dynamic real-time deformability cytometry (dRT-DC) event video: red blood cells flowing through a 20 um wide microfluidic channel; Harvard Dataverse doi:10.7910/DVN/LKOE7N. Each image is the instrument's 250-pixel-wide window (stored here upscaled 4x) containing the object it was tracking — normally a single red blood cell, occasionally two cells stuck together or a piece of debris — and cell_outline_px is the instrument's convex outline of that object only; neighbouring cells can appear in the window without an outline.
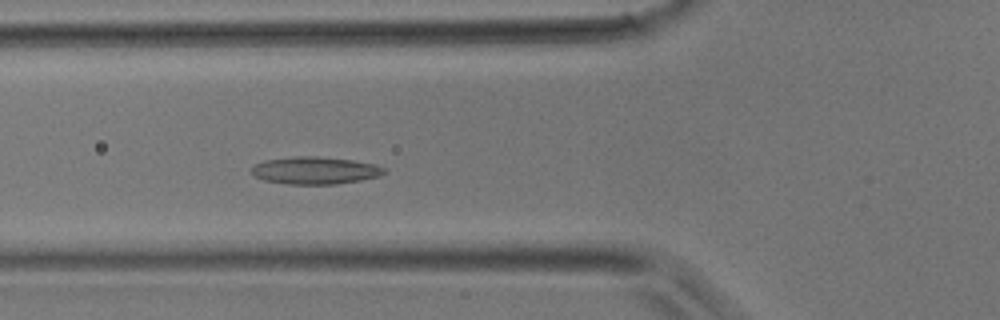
{"species": "common noctule bat (a hibernating species)", "species_latin": "Nyctalus noctula", "temperature_condition": "room temperature", "stored_images_in_passage": 40, "camera_frame_rate_fps": 3000, "um_per_image_px": 0.085, "animal": {"sex": "male", "body_mass_g": 17.9}, "frame": {"image": 1, "passage_image": 14, "time_ms": 4.333, "image_size_px": [1000, 320], "cell_outline_px": [[388, 172], [380, 176], [360, 180], [336, 184], [288, 184], [264, 180], [256, 176], [252, 172], [252, 168], [256, 164], [264, 160], [296, 156], [316, 156], [352, 160], [376, 164], [384, 168]], "centroid_in_image_um": [26.82, 14.48], "position_along_channel_um": 99.0, "area_um2": 21.1}}
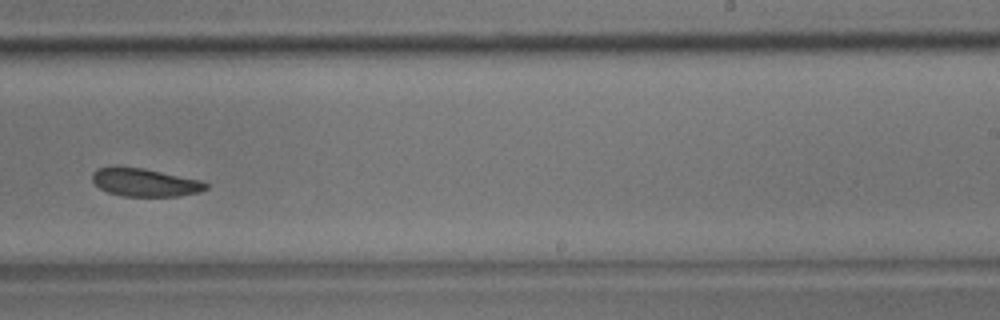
{"frame": {"image": 2, "passage_image": 25, "time_ms": 8.0, "image_size_px": [1000, 320], "cell_outline_px": [[208, 188], [200, 192], [180, 196], [124, 196], [108, 192], [100, 188], [92, 180], [92, 172], [96, 168], [144, 168], [200, 180], [208, 184]], "centroid_in_image_um": [12.35, 15.52], "position_along_channel_um": 276.6, "area_um2": 18.26}}
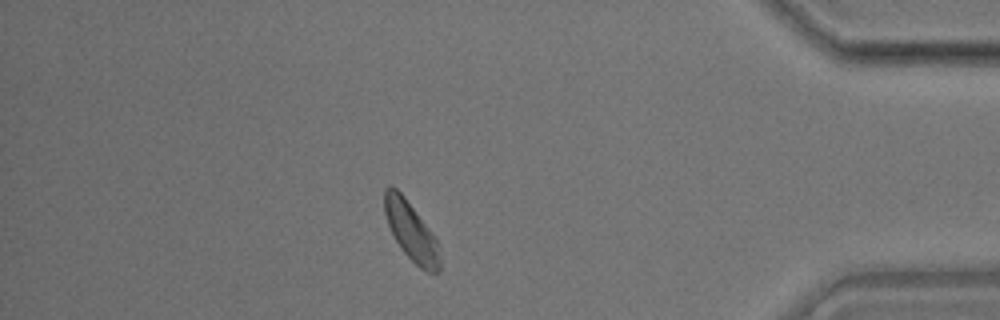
{"frame": {"image": 3, "passage_image": 35, "time_ms": 11.333, "image_size_px": [1000, 320], "cell_outline_px": [[440, 272], [424, 272], [400, 248], [388, 224], [384, 212], [384, 188], [396, 188], [404, 196], [436, 236], [440, 244]], "centroid_in_image_um": [34.99, 19.69], "position_along_channel_um": 400.2, "area_um2": 19.02}}